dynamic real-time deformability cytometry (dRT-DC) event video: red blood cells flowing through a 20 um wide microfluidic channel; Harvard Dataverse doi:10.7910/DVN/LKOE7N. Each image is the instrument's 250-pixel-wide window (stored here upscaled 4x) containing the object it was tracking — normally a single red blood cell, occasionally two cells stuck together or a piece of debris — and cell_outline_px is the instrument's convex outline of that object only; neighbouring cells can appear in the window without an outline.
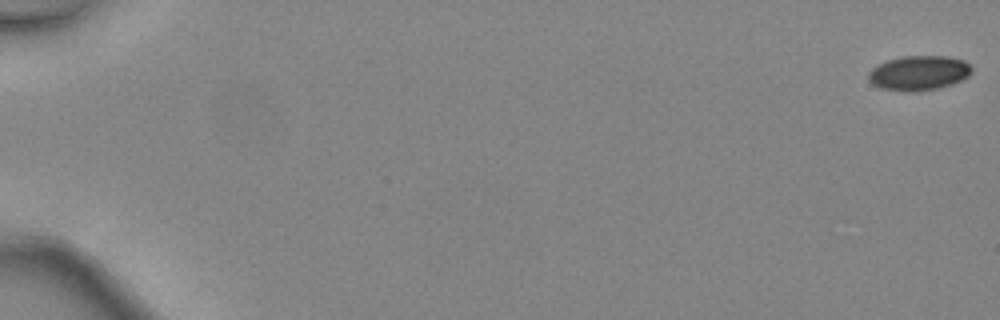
{"species": "common noctule bat (a hibernating species)", "species_latin": "Nyctalus noctula", "temperature_condition": "warm", "stored_images_in_passage": 48, "camera_frame_rate_fps": 3000, "um_per_image_px": 0.085, "animal": {"sex": "female", "body_mass_g": 24.6, "forearm_length_mm": 56.2}, "frame": {"image": 1, "passage_image": 1, "time_ms": 0.0, "image_size_px": [1000, 320], "cell_outline_px": [[972, 72], [968, 76], [952, 84], [936, 88], [912, 92], [904, 92], [880, 88], [872, 84], [868, 80], [868, 72], [876, 64], [888, 60], [904, 56], [944, 56], [964, 60], [972, 68]], "centroid_in_image_um": [78.06, 6.21], "position_along_channel_um": 6.9, "area_um2": 20.92}}
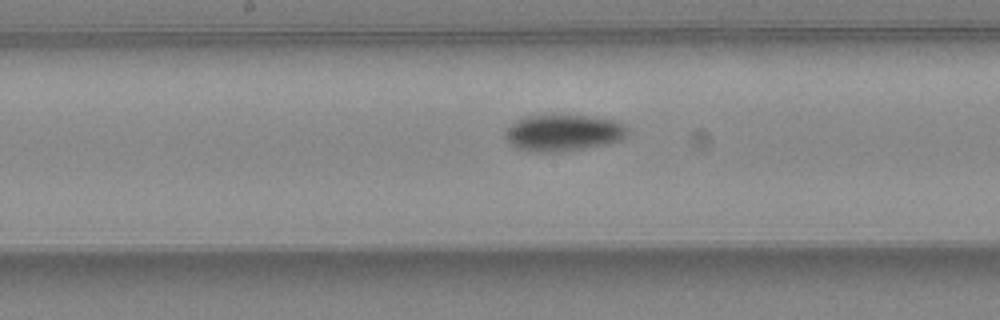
{"frame": {"image": 2, "passage_image": 27, "time_ms": 8.667, "image_size_px": [1000, 320], "cell_outline_px": [[628, 136], [620, 140], [604, 144], [556, 152], [532, 152], [516, 148], [504, 136], [504, 132], [516, 120], [528, 116], [596, 116], [612, 120], [624, 124], [628, 128]], "centroid_in_image_um": [47.88, 11.29], "position_along_channel_um": 200.3, "area_um2": 25.72}}
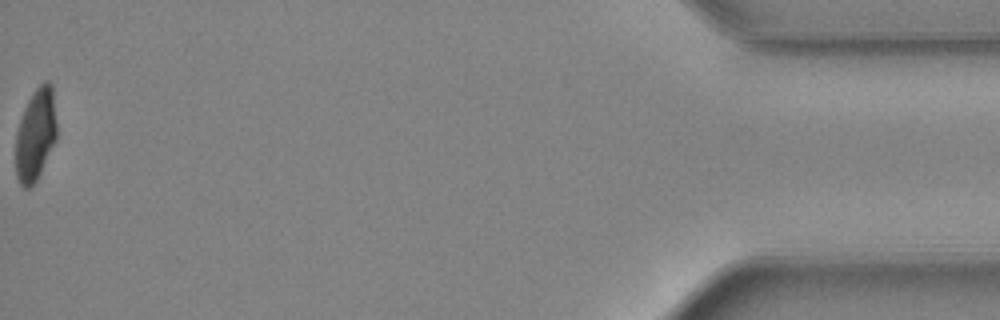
{"frame": {"image": 3, "passage_image": 48, "time_ms": 15.667, "image_size_px": [1000, 320], "cell_outline_px": [[56, 140], [36, 180], [28, 188], [24, 188], [20, 184], [16, 176], [16, 132], [24, 108], [32, 92], [44, 80], [48, 80], [52, 84], [56, 120]], "centroid_in_image_um": [3.02, 11.4], "position_along_channel_um": 432.2, "area_um2": 21.96}, "authors_computed_cell_mechanics": {"area_um2": 23.7269, "velocity_mm_per_s": 4.5562, "shape_relaxation_time_tau1_ms": 4.2532, "shape_relaxation_time_tau2_ms": 3.538, "deformation_change_tau1": 0.1486, "deformation_change_tau2": 0.0674}}